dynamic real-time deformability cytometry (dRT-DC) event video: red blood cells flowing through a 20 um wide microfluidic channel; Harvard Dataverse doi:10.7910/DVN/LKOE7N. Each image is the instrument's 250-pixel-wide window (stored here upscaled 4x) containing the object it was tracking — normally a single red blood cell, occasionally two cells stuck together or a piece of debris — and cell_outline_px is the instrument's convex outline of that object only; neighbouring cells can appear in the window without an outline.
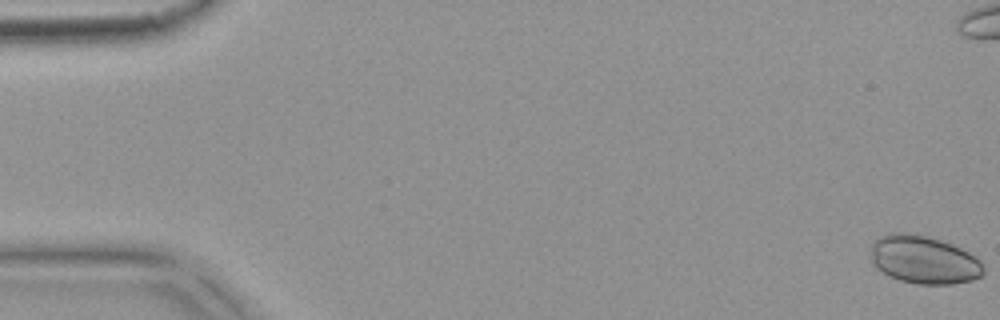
{"species": "common noctule bat (a hibernating species)", "species_latin": "Nyctalus noctula", "temperature_condition": "warm", "stored_images_in_passage": 7, "camera_frame_rate_fps": 3000, "um_per_image_px": 0.085, "animal": {"sex": "female", "body_mass_g": 18.4}, "frame": {"image": 1, "passage_image": 1, "time_ms": 0.0, "image_size_px": [1000, 320], "cell_outline_px": [[984, 272], [980, 276], [972, 280], [952, 284], [920, 284], [900, 280], [888, 276], [876, 268], [872, 264], [872, 240], [880, 236], [896, 232], [900, 232], [928, 236], [952, 244], [968, 252], [980, 260], [984, 268]], "centroid_in_image_um": [78.51, 22.08], "position_along_channel_um": 6.5, "area_um2": 31.56}}